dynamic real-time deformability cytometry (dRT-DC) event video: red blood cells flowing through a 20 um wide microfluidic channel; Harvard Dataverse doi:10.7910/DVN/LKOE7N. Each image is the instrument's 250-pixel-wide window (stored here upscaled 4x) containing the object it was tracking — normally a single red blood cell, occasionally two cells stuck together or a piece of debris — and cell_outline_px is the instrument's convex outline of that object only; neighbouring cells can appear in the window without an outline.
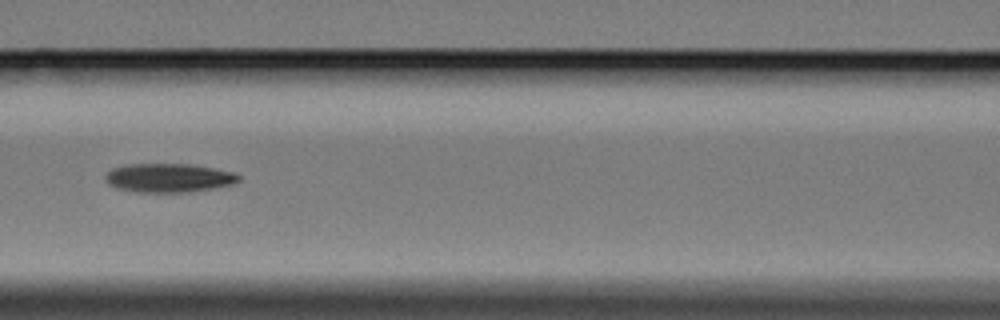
{"species": "Egyptian fruit bat (a non-hibernating species)", "species_latin": "Rousettus aegyptiacus", "temperature_condition": "cold", "stored_images_in_passage": 9, "camera_frame_rate_fps": 3000, "um_per_image_px": 0.085, "animal": {"sex": "female"}, "frame": {"image": 1, "passage_image": 6, "time_ms": 6.0, "image_size_px": [1000, 320], "cell_outline_px": [[240, 180], [236, 184], [212, 188], [184, 192], [136, 192], [116, 188], [108, 184], [104, 176], [112, 168], [128, 164], [188, 164], [236, 172], [240, 176]], "centroid_in_image_um": [14.35, 15.12], "position_along_channel_um": 152.3, "area_um2": 22.43}}
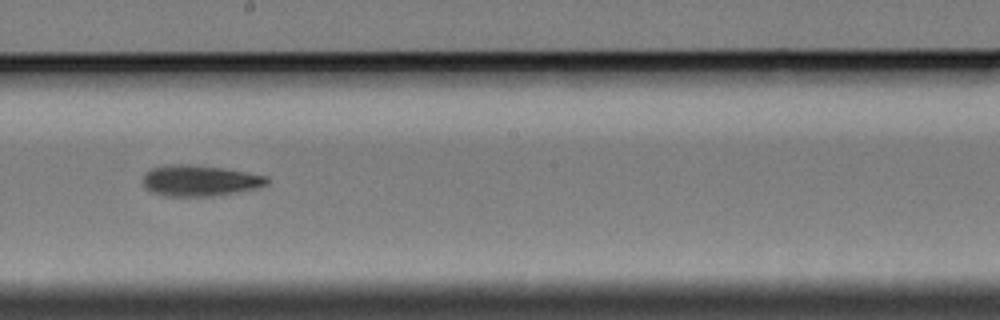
{"frame": {"image": 2, "passage_image": 8, "time_ms": 8.333, "image_size_px": [1000, 320], "cell_outline_px": [[268, 184], [256, 188], [236, 192], [208, 196], [164, 196], [152, 192], [144, 184], [144, 172], [152, 168], [164, 164], [196, 164], [224, 168], [268, 176]], "centroid_in_image_um": [16.97, 15.33], "position_along_channel_um": 231.2, "area_um2": 22.43}}
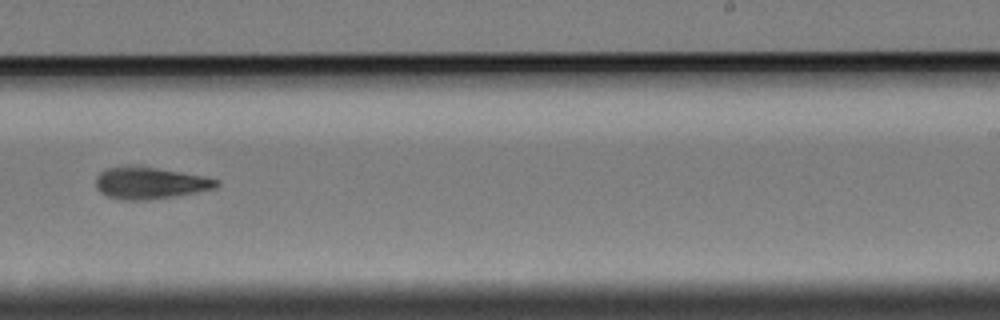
{"frame": {"image": 3, "passage_image": 9, "time_ms": 9.667, "image_size_px": [1000, 320], "cell_outline_px": [[220, 184], [216, 188], [196, 192], [148, 200], [124, 200], [108, 196], [100, 192], [96, 188], [96, 176], [100, 172], [108, 168], [128, 164], [136, 164], [204, 176], [216, 180]], "centroid_in_image_um": [12.7, 15.53], "position_along_channel_um": 276.3, "area_um2": 22.54}}